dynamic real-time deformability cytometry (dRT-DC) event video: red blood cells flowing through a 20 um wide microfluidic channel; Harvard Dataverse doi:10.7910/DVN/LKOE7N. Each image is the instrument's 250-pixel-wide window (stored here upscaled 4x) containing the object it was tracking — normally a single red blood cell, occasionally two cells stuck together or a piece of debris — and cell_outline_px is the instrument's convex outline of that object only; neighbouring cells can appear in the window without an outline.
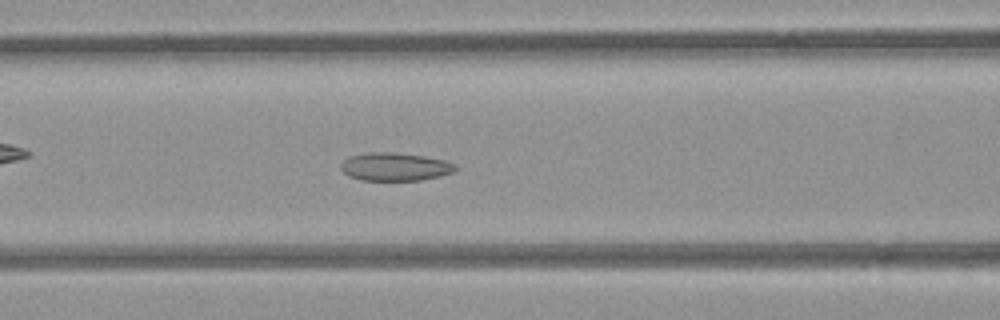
{"species": "common noctule bat (a hibernating species)", "species_latin": "Nyctalus noctula", "temperature_condition": "room temperature", "stored_images_in_passage": 44, "camera_frame_rate_fps": 3000, "um_per_image_px": 0.085, "animal": {"sex": "female", "body_mass_g": 21.9}, "frame": {"image": 1, "passage_image": 12, "time_ms": 3.667, "image_size_px": [1000, 320], "cell_outline_px": [[456, 172], [440, 176], [420, 180], [360, 180], [348, 176], [340, 168], [340, 164], [348, 156], [368, 152], [396, 152], [424, 156], [444, 160], [456, 164]], "centroid_in_image_um": [33.57, 14.17], "position_along_channel_um": 133.0, "area_um2": 18.96}}
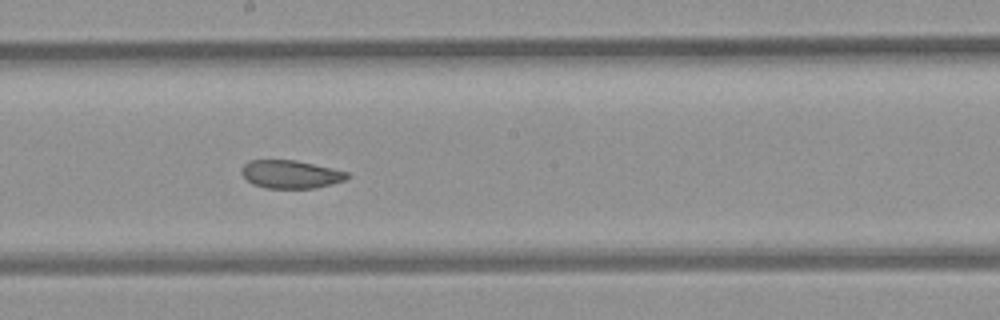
{"frame": {"image": 2, "passage_image": 19, "time_ms": 6.0, "image_size_px": [1000, 320], "cell_outline_px": [[352, 176], [344, 180], [332, 184], [316, 188], [264, 188], [252, 184], [240, 172], [240, 168], [248, 160], [296, 160], [332, 168], [348, 172]], "centroid_in_image_um": [24.7, 14.81], "position_along_channel_um": 223.5, "area_um2": 17.46}}
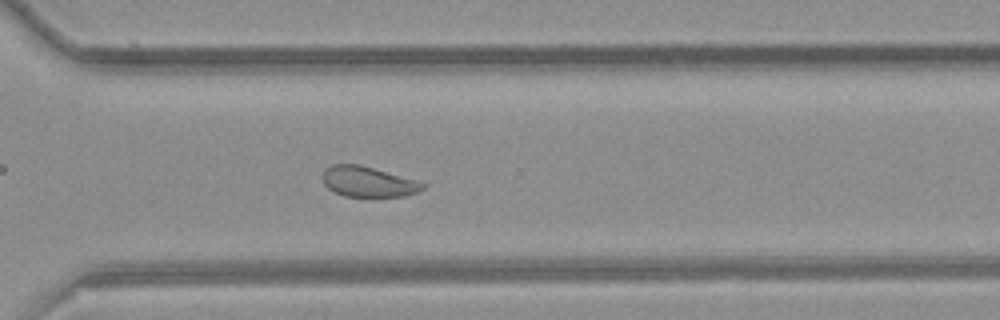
{"frame": {"image": 3, "passage_image": 28, "time_ms": 9.0, "image_size_px": [1000, 320], "cell_outline_px": [[428, 184], [424, 188], [416, 192], [404, 196], [344, 196], [328, 188], [324, 184], [320, 176], [324, 168], [332, 164], [360, 164], [416, 180]], "centroid_in_image_um": [31.25, 15.43], "position_along_channel_um": 339.4, "area_um2": 17.8}}